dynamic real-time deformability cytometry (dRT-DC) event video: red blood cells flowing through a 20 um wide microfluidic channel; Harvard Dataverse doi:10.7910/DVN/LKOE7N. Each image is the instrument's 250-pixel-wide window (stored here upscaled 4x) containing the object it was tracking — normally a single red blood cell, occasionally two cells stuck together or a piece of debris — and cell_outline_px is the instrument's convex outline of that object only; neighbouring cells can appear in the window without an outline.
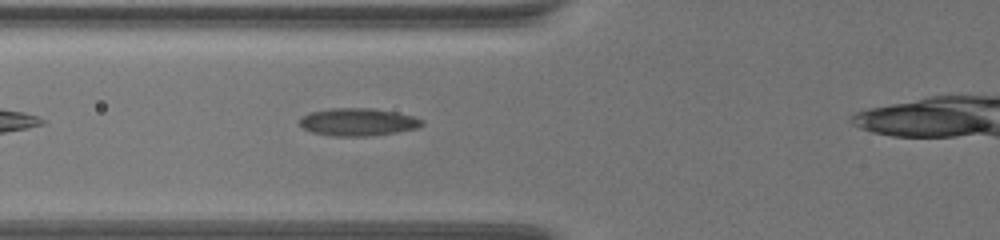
{"species": "common noctule bat (a hibernating species)", "species_latin": "Nyctalus noctula", "temperature_condition": "warm", "stored_images_in_passage": 42, "camera_frame_rate_fps": 3000, "um_per_image_px": 0.085, "animal": {"sex": "female", "body_mass_g": 19.5, "forearm_length_mm": 54.1}, "frame": {"image": 1, "passage_image": 6, "time_ms": 1.667, "image_size_px": [1000, 240], "cell_outline_px": [[424, 124], [420, 128], [396, 132], [368, 136], [332, 136], [312, 132], [304, 128], [300, 124], [300, 120], [308, 112], [328, 108], [372, 108], [396, 112], [412, 116], [424, 120]], "centroid_in_image_um": [30.45, 10.36], "position_along_channel_um": 95.4, "area_um2": 19.77}}
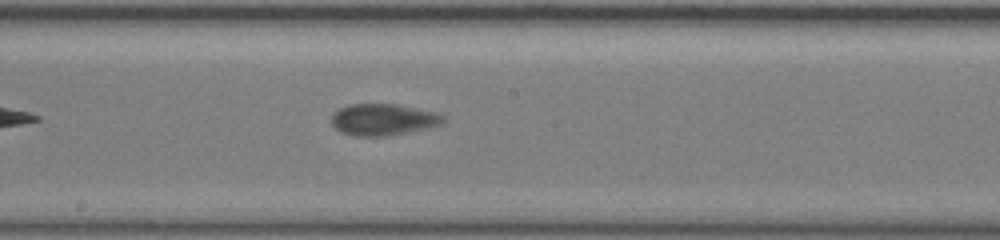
{"frame": {"image": 2, "passage_image": 18, "time_ms": 5.667, "image_size_px": [1000, 240], "cell_outline_px": [[444, 120], [440, 124], [428, 128], [388, 136], [352, 136], [340, 132], [332, 124], [332, 116], [340, 108], [348, 104], [396, 104], [436, 112], [444, 116]], "centroid_in_image_um": [32.56, 10.17], "position_along_channel_um": 215.6, "area_um2": 20.52}}
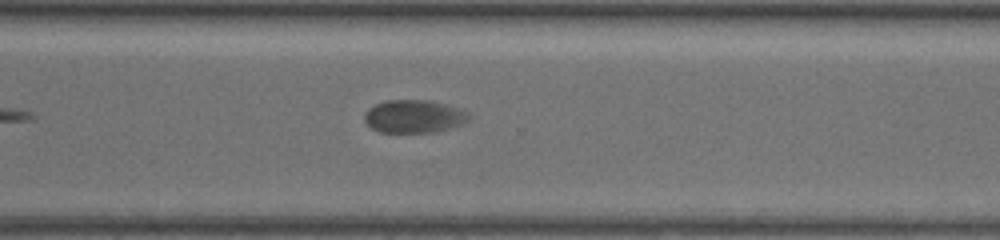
{"frame": {"image": 3, "passage_image": 30, "time_ms": 9.667, "image_size_px": [1000, 240], "cell_outline_px": [[472, 120], [464, 124], [436, 132], [380, 132], [372, 128], [364, 120], [364, 112], [368, 108], [376, 104], [388, 100], [432, 100], [460, 108], [472, 116]], "centroid_in_image_um": [35.24, 9.89], "position_along_channel_um": 335.4, "area_um2": 20.35}}